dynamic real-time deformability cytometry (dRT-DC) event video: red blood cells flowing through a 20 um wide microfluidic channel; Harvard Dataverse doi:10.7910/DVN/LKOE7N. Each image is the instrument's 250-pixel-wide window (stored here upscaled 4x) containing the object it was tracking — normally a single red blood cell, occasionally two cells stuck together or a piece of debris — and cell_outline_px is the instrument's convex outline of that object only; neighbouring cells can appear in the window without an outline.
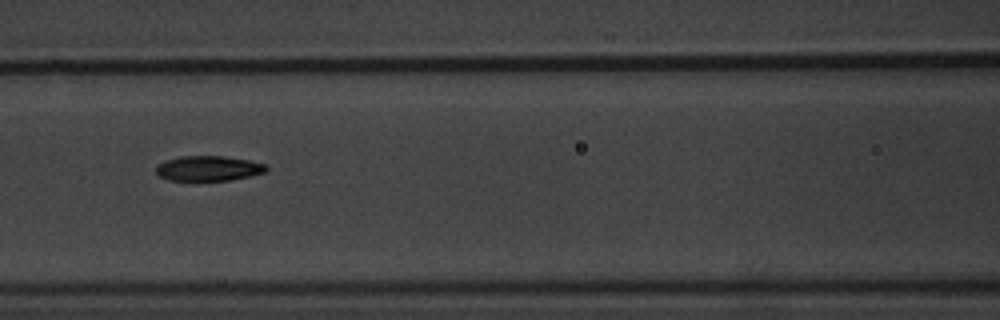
{"species": "common noctule bat (a hibernating species)", "species_latin": "Nyctalus noctula", "temperature_condition": "warm", "stored_images_in_passage": 11, "camera_frame_rate_fps": 3000, "um_per_image_px": 0.085, "animal": {"sex": "male", "body_mass_g": 20.1, "forearm_length_mm": 53.5}, "frame": {"image": 1, "passage_image": 4, "time_ms": 3.667, "image_size_px": [1000, 320], "cell_outline_px": [[268, 172], [232, 180], [168, 180], [160, 176], [156, 172], [156, 164], [180, 156], [224, 156], [248, 160], [264, 164], [268, 168]], "centroid_in_image_um": [17.74, 14.31], "position_along_channel_um": 148.9, "area_um2": 16.07}}
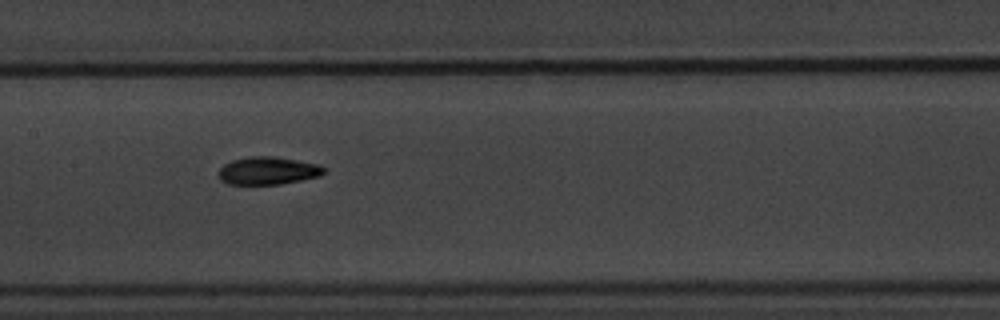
{"frame": {"image": 2, "passage_image": 5, "time_ms": 4.667, "image_size_px": [1000, 320], "cell_outline_px": [[324, 172], [320, 176], [280, 184], [228, 184], [220, 180], [216, 172], [224, 164], [232, 160], [248, 156], [276, 156], [320, 164], [324, 168]], "centroid_in_image_um": [22.74, 14.5], "position_along_channel_um": 184.7, "area_um2": 17.22}}
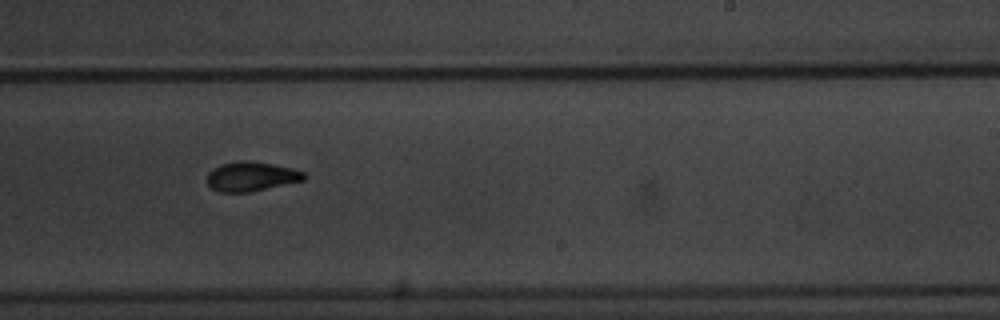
{"frame": {"image": 3, "passage_image": 7, "time_ms": 7.0, "image_size_px": [1000, 320], "cell_outline_px": [[308, 176], [304, 180], [248, 192], [220, 192], [212, 188], [208, 184], [208, 172], [220, 164], [240, 160], [248, 160], [272, 164], [292, 168], [304, 172]], "centroid_in_image_um": [21.36, 14.99], "position_along_channel_um": 267.6, "area_um2": 16.53}, "authors_computed_cell_mechanics": {"area_um2": 16.5308, "velocity_mm_per_s": 3.5635, "shape_relaxation_time_tau1_ms": 2.8778, "shape_relaxation_time_tau2_ms": 2.2519, "deformation_change_tau1": 0.1772, "deformation_change_tau2": 0.0871}}